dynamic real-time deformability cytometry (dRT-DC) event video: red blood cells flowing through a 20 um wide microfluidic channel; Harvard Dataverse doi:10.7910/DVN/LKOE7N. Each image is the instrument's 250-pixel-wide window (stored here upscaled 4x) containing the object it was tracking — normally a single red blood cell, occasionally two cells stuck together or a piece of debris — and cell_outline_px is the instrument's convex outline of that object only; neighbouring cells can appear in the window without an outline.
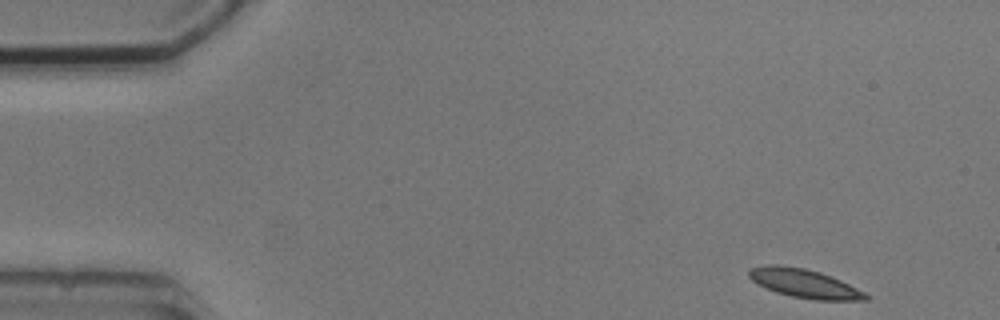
{"species": "common noctule bat (a hibernating species)", "species_latin": "Nyctalus noctula", "temperature_condition": "cold", "stored_images_in_passage": 4, "camera_frame_rate_fps": 3000, "um_per_image_px": 0.085, "animal": {"sex": "male", "body_mass_g": 20.5, "forearm_length_mm": 52.5}, "frame": {"image": 1, "passage_image": 1, "time_ms": 0.0, "image_size_px": [1000, 320], "cell_outline_px": [[872, 300], [816, 300], [792, 296], [776, 292], [756, 284], [748, 276], [748, 268], [768, 264], [780, 264], [804, 268], [820, 272], [840, 280], [872, 296]], "centroid_in_image_um": [68.35, 24.08], "position_along_channel_um": 16.6, "area_um2": 19.71}}